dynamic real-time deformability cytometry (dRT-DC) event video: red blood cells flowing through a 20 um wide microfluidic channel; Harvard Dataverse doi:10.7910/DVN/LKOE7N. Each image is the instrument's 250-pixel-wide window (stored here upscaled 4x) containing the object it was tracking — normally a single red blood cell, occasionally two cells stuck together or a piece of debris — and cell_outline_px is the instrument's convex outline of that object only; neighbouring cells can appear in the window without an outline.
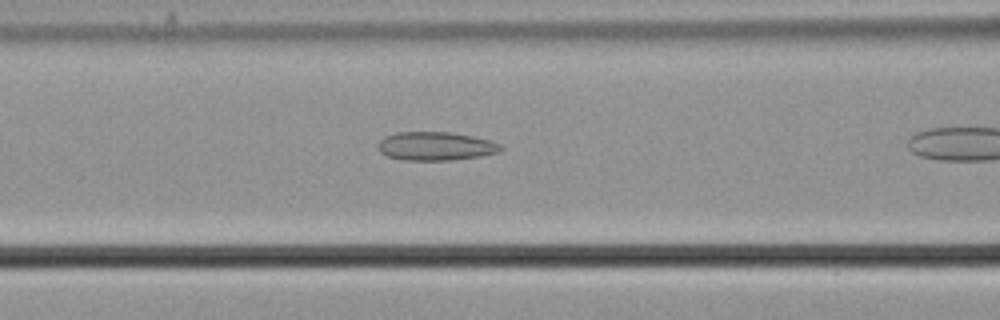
{"species": "common noctule bat (a hibernating species)", "species_latin": "Nyctalus noctula", "temperature_condition": "cold", "stored_images_in_passage": 13, "camera_frame_rate_fps": 3000, "um_per_image_px": 0.085, "animal": {"sex": "male", "body_mass_g": 21.5, "forearm_length_mm": 52.0}, "frame": {"image": 1, "passage_image": 8, "time_ms": 2.333, "image_size_px": [1000, 320], "cell_outline_px": [[504, 148], [500, 152], [480, 156], [452, 160], [404, 160], [388, 156], [380, 152], [376, 144], [384, 136], [396, 132], [452, 132], [492, 140], [500, 144]], "centroid_in_image_um": [37.04, 12.41], "position_along_channel_um": 129.6, "area_um2": 20.63}}
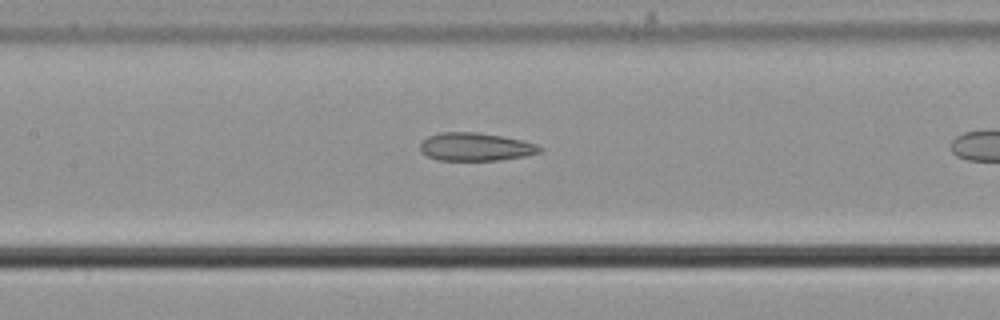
{"frame": {"image": 2, "passage_image": 11, "time_ms": 3.333, "image_size_px": [1000, 320], "cell_outline_px": [[544, 148], [540, 152], [524, 156], [500, 160], [440, 160], [428, 156], [420, 148], [420, 144], [428, 136], [440, 132], [476, 132], [500, 136], [520, 140], [536, 144]], "centroid_in_image_um": [40.43, 12.48], "position_along_channel_um": 167.0, "area_um2": 19.31}}